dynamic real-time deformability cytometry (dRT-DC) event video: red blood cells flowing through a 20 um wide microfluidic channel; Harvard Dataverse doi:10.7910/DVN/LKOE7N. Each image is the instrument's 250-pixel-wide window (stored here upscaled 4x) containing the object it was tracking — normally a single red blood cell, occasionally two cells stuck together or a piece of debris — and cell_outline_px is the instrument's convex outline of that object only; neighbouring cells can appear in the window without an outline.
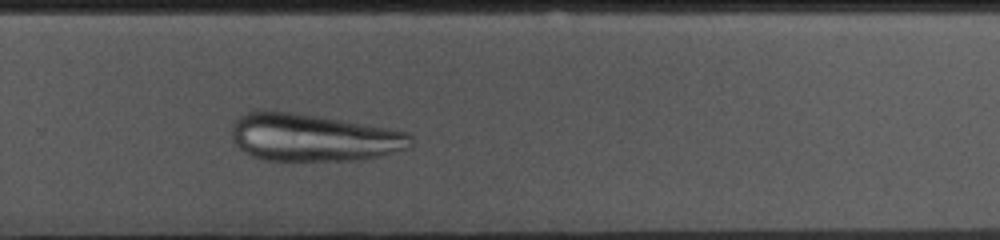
{"species": "common noctule bat (a hibernating species)", "species_latin": "Nyctalus noctula", "temperature_condition": "cold", "stored_images_in_passage": 38, "camera_frame_rate_fps": 3000, "um_per_image_px": 0.085, "animal": {"sex": "female", "body_mass_g": 10.0, "forearm_length_mm": 53.1}, "frame": {"image": 1, "passage_image": 27, "time_ms": 8.667, "image_size_px": [1000, 240], "cell_outline_px": [[412, 148], [364, 160], [264, 160], [252, 156], [244, 152], [236, 144], [232, 136], [232, 124], [240, 116], [256, 108], [268, 108], [412, 132]], "centroid_in_image_um": [26.63, 11.68], "position_along_channel_um": 303.2, "area_um2": 50.11}}